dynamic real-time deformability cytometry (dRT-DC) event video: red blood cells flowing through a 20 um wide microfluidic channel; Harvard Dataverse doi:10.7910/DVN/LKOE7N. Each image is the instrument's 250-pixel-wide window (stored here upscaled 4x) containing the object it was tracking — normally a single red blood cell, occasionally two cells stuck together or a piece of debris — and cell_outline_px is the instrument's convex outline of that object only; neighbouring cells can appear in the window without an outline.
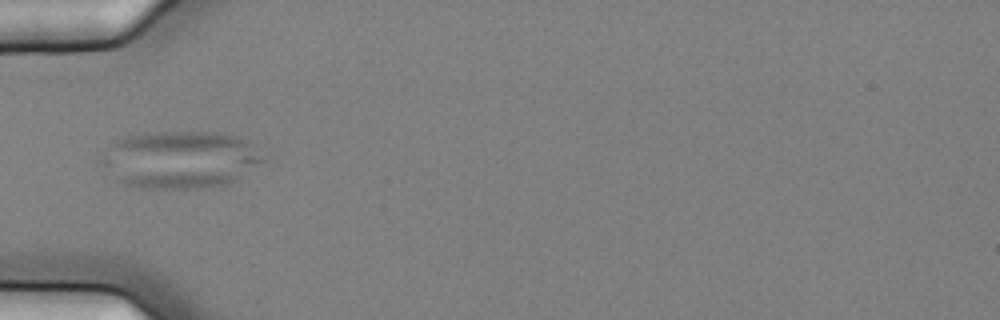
{"species": "common noctule bat (a hibernating species)", "species_latin": "Nyctalus noctula", "temperature_condition": "cold", "stored_images_in_passage": 5, "camera_frame_rate_fps": 3000, "um_per_image_px": 0.085, "animal": {"sex": "female", "body_mass_g": 25.1}, "frame": {"image": 1, "passage_image": 1, "time_ms": 0.0, "image_size_px": [1000, 320], "cell_outline_px": [[268, 160], [236, 180], [224, 184], [200, 188], [148, 188], [124, 184], [116, 180], [96, 164], [96, 160], [116, 140], [128, 136], [148, 132], [220, 132], [240, 136], [248, 140]], "centroid_in_image_um": [15.29, 13.56], "position_along_channel_um": 69.7, "area_um2": 54.91}}
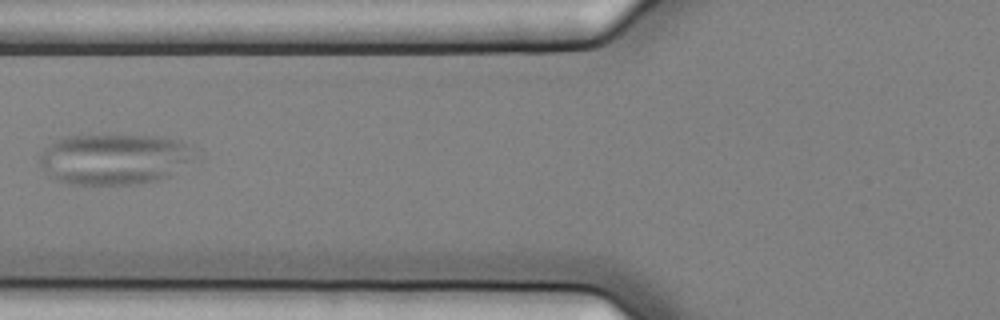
{"frame": {"image": 2, "passage_image": 2, "time_ms": 0.333, "image_size_px": [1000, 320], "cell_outline_px": [[196, 148], [172, 176], [140, 184], [72, 184], [56, 180], [48, 176], [44, 172], [40, 164], [40, 152], [48, 144], [64, 136], [160, 136], [180, 140]], "centroid_in_image_um": [9.64, 13.52], "position_along_channel_um": 116.2, "area_um2": 45.66}}